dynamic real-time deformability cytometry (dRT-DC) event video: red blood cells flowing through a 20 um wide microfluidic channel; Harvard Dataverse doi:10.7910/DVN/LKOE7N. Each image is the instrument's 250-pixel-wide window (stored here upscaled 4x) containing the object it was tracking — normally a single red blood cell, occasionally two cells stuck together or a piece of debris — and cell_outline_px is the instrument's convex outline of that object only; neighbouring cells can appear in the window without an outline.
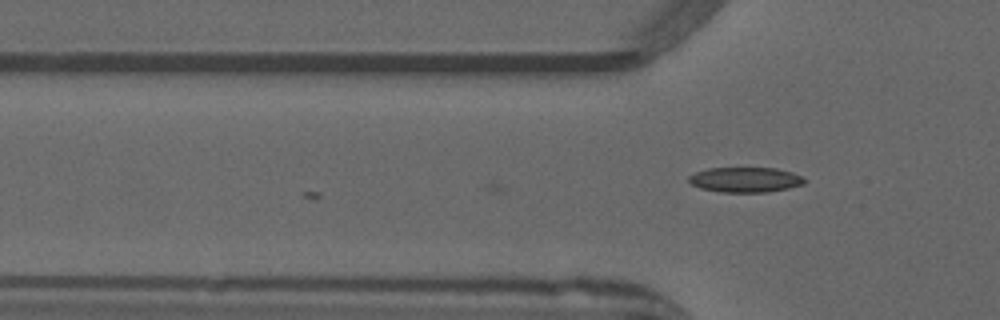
{"species": "common noctule bat (a hibernating species)", "species_latin": "Nyctalus noctula", "temperature_condition": "warm", "stored_images_in_passage": 20, "camera_frame_rate_fps": 3000, "um_per_image_px": 0.085, "animal": {"sex": "male", "forearm_length_mm": 52.5}, "frame": {"image": 1, "passage_image": 20, "time_ms": 6.333, "image_size_px": [1000, 320], "cell_outline_px": [[804, 184], [788, 188], [768, 192], [720, 192], [700, 188], [692, 184], [688, 180], [688, 176], [696, 172], [708, 168], [776, 168], [792, 172], [800, 176], [804, 180]], "centroid_in_image_um": [63.33, 15.28], "position_along_channel_um": 62.5, "area_um2": 16.82}}